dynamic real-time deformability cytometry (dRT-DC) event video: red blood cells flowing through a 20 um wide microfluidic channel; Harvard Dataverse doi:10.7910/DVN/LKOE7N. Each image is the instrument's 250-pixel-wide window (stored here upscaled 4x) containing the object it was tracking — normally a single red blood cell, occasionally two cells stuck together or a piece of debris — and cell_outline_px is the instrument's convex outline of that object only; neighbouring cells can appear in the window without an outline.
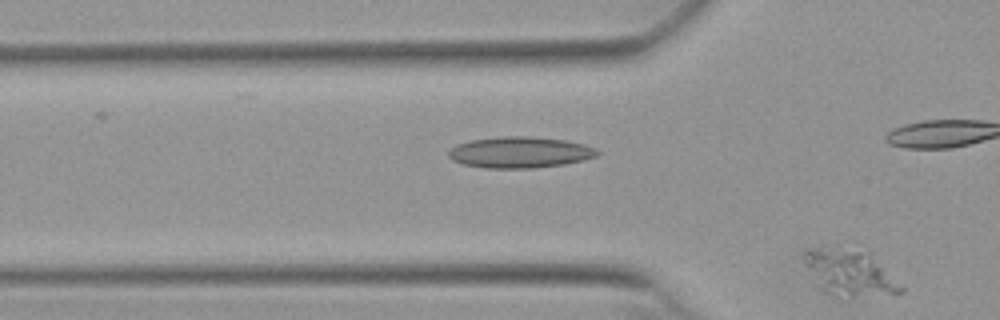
{"species": "Egyptian fruit bat (a non-hibernating species)", "species_latin": "Rousettus aegyptiacus", "temperature_condition": "warm", "stored_images_in_passage": 9, "camera_frame_rate_fps": 3000, "um_per_image_px": 0.085, "animal": {"sex": "female"}, "frame": {"image": 1, "passage_image": 9, "time_ms": 2.667, "image_size_px": [1000, 320], "cell_outline_px": [[904, 292], [848, 300], [840, 300], [824, 292], [804, 264], [804, 252], [816, 248], [820, 248], [868, 252], [904, 288]], "centroid_in_image_um": [72.24, 23.3], "position_along_channel_um": 53.6, "area_um2": 25.72}}